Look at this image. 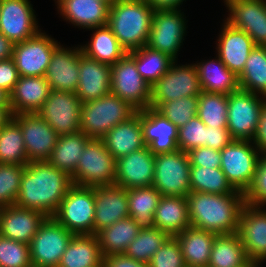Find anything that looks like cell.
Instances as JSON below:
<instances>
[{
  "instance_id": "obj_53",
  "label": "cell",
  "mask_w": 266,
  "mask_h": 267,
  "mask_svg": "<svg viewBox=\"0 0 266 267\" xmlns=\"http://www.w3.org/2000/svg\"><path fill=\"white\" fill-rule=\"evenodd\" d=\"M232 140L227 127L206 126V147L221 151Z\"/></svg>"
},
{
  "instance_id": "obj_10",
  "label": "cell",
  "mask_w": 266,
  "mask_h": 267,
  "mask_svg": "<svg viewBox=\"0 0 266 267\" xmlns=\"http://www.w3.org/2000/svg\"><path fill=\"white\" fill-rule=\"evenodd\" d=\"M176 60L169 70L151 86V108L183 97L199 96L202 92L199 75L194 64L177 65Z\"/></svg>"
},
{
  "instance_id": "obj_31",
  "label": "cell",
  "mask_w": 266,
  "mask_h": 267,
  "mask_svg": "<svg viewBox=\"0 0 266 267\" xmlns=\"http://www.w3.org/2000/svg\"><path fill=\"white\" fill-rule=\"evenodd\" d=\"M189 226L187 197L162 196L154 213L153 227L175 236Z\"/></svg>"
},
{
  "instance_id": "obj_18",
  "label": "cell",
  "mask_w": 266,
  "mask_h": 267,
  "mask_svg": "<svg viewBox=\"0 0 266 267\" xmlns=\"http://www.w3.org/2000/svg\"><path fill=\"white\" fill-rule=\"evenodd\" d=\"M229 25L246 32L256 46L266 47V0H224Z\"/></svg>"
},
{
  "instance_id": "obj_34",
  "label": "cell",
  "mask_w": 266,
  "mask_h": 267,
  "mask_svg": "<svg viewBox=\"0 0 266 267\" xmlns=\"http://www.w3.org/2000/svg\"><path fill=\"white\" fill-rule=\"evenodd\" d=\"M88 30L95 31L91 41L84 46L81 45L82 53L86 57L112 66L127 54L108 25Z\"/></svg>"
},
{
  "instance_id": "obj_20",
  "label": "cell",
  "mask_w": 266,
  "mask_h": 267,
  "mask_svg": "<svg viewBox=\"0 0 266 267\" xmlns=\"http://www.w3.org/2000/svg\"><path fill=\"white\" fill-rule=\"evenodd\" d=\"M155 155L148 146L116 160L114 184L126 190L153 184Z\"/></svg>"
},
{
  "instance_id": "obj_54",
  "label": "cell",
  "mask_w": 266,
  "mask_h": 267,
  "mask_svg": "<svg viewBox=\"0 0 266 267\" xmlns=\"http://www.w3.org/2000/svg\"><path fill=\"white\" fill-rule=\"evenodd\" d=\"M103 267H149V264L134 260L125 254H113L103 257Z\"/></svg>"
},
{
  "instance_id": "obj_29",
  "label": "cell",
  "mask_w": 266,
  "mask_h": 267,
  "mask_svg": "<svg viewBox=\"0 0 266 267\" xmlns=\"http://www.w3.org/2000/svg\"><path fill=\"white\" fill-rule=\"evenodd\" d=\"M101 139L115 160L144 148L146 145L143 140L141 111L114 126Z\"/></svg>"
},
{
  "instance_id": "obj_7",
  "label": "cell",
  "mask_w": 266,
  "mask_h": 267,
  "mask_svg": "<svg viewBox=\"0 0 266 267\" xmlns=\"http://www.w3.org/2000/svg\"><path fill=\"white\" fill-rule=\"evenodd\" d=\"M94 188L73 184L53 217L74 235L94 234Z\"/></svg>"
},
{
  "instance_id": "obj_58",
  "label": "cell",
  "mask_w": 266,
  "mask_h": 267,
  "mask_svg": "<svg viewBox=\"0 0 266 267\" xmlns=\"http://www.w3.org/2000/svg\"><path fill=\"white\" fill-rule=\"evenodd\" d=\"M12 117L10 106H0V128Z\"/></svg>"
},
{
  "instance_id": "obj_33",
  "label": "cell",
  "mask_w": 266,
  "mask_h": 267,
  "mask_svg": "<svg viewBox=\"0 0 266 267\" xmlns=\"http://www.w3.org/2000/svg\"><path fill=\"white\" fill-rule=\"evenodd\" d=\"M202 91L229 95L239 88L238 76L217 56L212 60L194 63Z\"/></svg>"
},
{
  "instance_id": "obj_44",
  "label": "cell",
  "mask_w": 266,
  "mask_h": 267,
  "mask_svg": "<svg viewBox=\"0 0 266 267\" xmlns=\"http://www.w3.org/2000/svg\"><path fill=\"white\" fill-rule=\"evenodd\" d=\"M228 95L202 91L197 116L209 127H227Z\"/></svg>"
},
{
  "instance_id": "obj_41",
  "label": "cell",
  "mask_w": 266,
  "mask_h": 267,
  "mask_svg": "<svg viewBox=\"0 0 266 267\" xmlns=\"http://www.w3.org/2000/svg\"><path fill=\"white\" fill-rule=\"evenodd\" d=\"M0 163L22 166L28 163L23 134L13 117L0 128Z\"/></svg>"
},
{
  "instance_id": "obj_4",
  "label": "cell",
  "mask_w": 266,
  "mask_h": 267,
  "mask_svg": "<svg viewBox=\"0 0 266 267\" xmlns=\"http://www.w3.org/2000/svg\"><path fill=\"white\" fill-rule=\"evenodd\" d=\"M137 113L129 103L111 92L81 104L80 131L89 138L101 139L119 123Z\"/></svg>"
},
{
  "instance_id": "obj_36",
  "label": "cell",
  "mask_w": 266,
  "mask_h": 267,
  "mask_svg": "<svg viewBox=\"0 0 266 267\" xmlns=\"http://www.w3.org/2000/svg\"><path fill=\"white\" fill-rule=\"evenodd\" d=\"M90 139L81 131L59 136L57 144L47 161L52 166L72 176L76 171L80 157L83 155L86 143Z\"/></svg>"
},
{
  "instance_id": "obj_56",
  "label": "cell",
  "mask_w": 266,
  "mask_h": 267,
  "mask_svg": "<svg viewBox=\"0 0 266 267\" xmlns=\"http://www.w3.org/2000/svg\"><path fill=\"white\" fill-rule=\"evenodd\" d=\"M184 0H147L146 2L154 9H178Z\"/></svg>"
},
{
  "instance_id": "obj_8",
  "label": "cell",
  "mask_w": 266,
  "mask_h": 267,
  "mask_svg": "<svg viewBox=\"0 0 266 267\" xmlns=\"http://www.w3.org/2000/svg\"><path fill=\"white\" fill-rule=\"evenodd\" d=\"M220 168L232 187L245 193L250 187L261 152L253 141L232 140L221 151Z\"/></svg>"
},
{
  "instance_id": "obj_47",
  "label": "cell",
  "mask_w": 266,
  "mask_h": 267,
  "mask_svg": "<svg viewBox=\"0 0 266 267\" xmlns=\"http://www.w3.org/2000/svg\"><path fill=\"white\" fill-rule=\"evenodd\" d=\"M29 244L0 236V267H31Z\"/></svg>"
},
{
  "instance_id": "obj_2",
  "label": "cell",
  "mask_w": 266,
  "mask_h": 267,
  "mask_svg": "<svg viewBox=\"0 0 266 267\" xmlns=\"http://www.w3.org/2000/svg\"><path fill=\"white\" fill-rule=\"evenodd\" d=\"M186 197L191 226L217 235L237 233L244 193L190 192Z\"/></svg>"
},
{
  "instance_id": "obj_12",
  "label": "cell",
  "mask_w": 266,
  "mask_h": 267,
  "mask_svg": "<svg viewBox=\"0 0 266 267\" xmlns=\"http://www.w3.org/2000/svg\"><path fill=\"white\" fill-rule=\"evenodd\" d=\"M184 16L179 8L155 10L146 46L177 61L187 28Z\"/></svg>"
},
{
  "instance_id": "obj_26",
  "label": "cell",
  "mask_w": 266,
  "mask_h": 267,
  "mask_svg": "<svg viewBox=\"0 0 266 267\" xmlns=\"http://www.w3.org/2000/svg\"><path fill=\"white\" fill-rule=\"evenodd\" d=\"M111 92V66L79 56V85L76 95L82 103L96 100Z\"/></svg>"
},
{
  "instance_id": "obj_50",
  "label": "cell",
  "mask_w": 266,
  "mask_h": 267,
  "mask_svg": "<svg viewBox=\"0 0 266 267\" xmlns=\"http://www.w3.org/2000/svg\"><path fill=\"white\" fill-rule=\"evenodd\" d=\"M244 202L258 207L266 205V154H261L253 181L244 193Z\"/></svg>"
},
{
  "instance_id": "obj_28",
  "label": "cell",
  "mask_w": 266,
  "mask_h": 267,
  "mask_svg": "<svg viewBox=\"0 0 266 267\" xmlns=\"http://www.w3.org/2000/svg\"><path fill=\"white\" fill-rule=\"evenodd\" d=\"M58 12L75 27L90 29L107 25L110 6L98 0H55Z\"/></svg>"
},
{
  "instance_id": "obj_5",
  "label": "cell",
  "mask_w": 266,
  "mask_h": 267,
  "mask_svg": "<svg viewBox=\"0 0 266 267\" xmlns=\"http://www.w3.org/2000/svg\"><path fill=\"white\" fill-rule=\"evenodd\" d=\"M72 182L89 188L114 184L116 160L105 147L102 139L91 138L77 164Z\"/></svg>"
},
{
  "instance_id": "obj_25",
  "label": "cell",
  "mask_w": 266,
  "mask_h": 267,
  "mask_svg": "<svg viewBox=\"0 0 266 267\" xmlns=\"http://www.w3.org/2000/svg\"><path fill=\"white\" fill-rule=\"evenodd\" d=\"M94 234L129 217L127 190L115 184L94 188Z\"/></svg>"
},
{
  "instance_id": "obj_37",
  "label": "cell",
  "mask_w": 266,
  "mask_h": 267,
  "mask_svg": "<svg viewBox=\"0 0 266 267\" xmlns=\"http://www.w3.org/2000/svg\"><path fill=\"white\" fill-rule=\"evenodd\" d=\"M249 262L237 233L216 235L207 267H244Z\"/></svg>"
},
{
  "instance_id": "obj_45",
  "label": "cell",
  "mask_w": 266,
  "mask_h": 267,
  "mask_svg": "<svg viewBox=\"0 0 266 267\" xmlns=\"http://www.w3.org/2000/svg\"><path fill=\"white\" fill-rule=\"evenodd\" d=\"M198 96H189L162 103L156 110L178 128L197 116Z\"/></svg>"
},
{
  "instance_id": "obj_1",
  "label": "cell",
  "mask_w": 266,
  "mask_h": 267,
  "mask_svg": "<svg viewBox=\"0 0 266 267\" xmlns=\"http://www.w3.org/2000/svg\"><path fill=\"white\" fill-rule=\"evenodd\" d=\"M72 185L71 176L48 161H31L24 167L15 205L52 217Z\"/></svg>"
},
{
  "instance_id": "obj_43",
  "label": "cell",
  "mask_w": 266,
  "mask_h": 267,
  "mask_svg": "<svg viewBox=\"0 0 266 267\" xmlns=\"http://www.w3.org/2000/svg\"><path fill=\"white\" fill-rule=\"evenodd\" d=\"M169 237L170 235L166 231L155 227L141 228L124 254L134 260L149 263L154 253Z\"/></svg>"
},
{
  "instance_id": "obj_27",
  "label": "cell",
  "mask_w": 266,
  "mask_h": 267,
  "mask_svg": "<svg viewBox=\"0 0 266 267\" xmlns=\"http://www.w3.org/2000/svg\"><path fill=\"white\" fill-rule=\"evenodd\" d=\"M51 91L45 76H20L9 94L11 114L37 113Z\"/></svg>"
},
{
  "instance_id": "obj_15",
  "label": "cell",
  "mask_w": 266,
  "mask_h": 267,
  "mask_svg": "<svg viewBox=\"0 0 266 267\" xmlns=\"http://www.w3.org/2000/svg\"><path fill=\"white\" fill-rule=\"evenodd\" d=\"M81 104L76 93L52 90L37 113L59 136L74 134L80 131Z\"/></svg>"
},
{
  "instance_id": "obj_40",
  "label": "cell",
  "mask_w": 266,
  "mask_h": 267,
  "mask_svg": "<svg viewBox=\"0 0 266 267\" xmlns=\"http://www.w3.org/2000/svg\"><path fill=\"white\" fill-rule=\"evenodd\" d=\"M127 54L135 61L139 74L150 86L158 81L175 61L170 56L147 46Z\"/></svg>"
},
{
  "instance_id": "obj_39",
  "label": "cell",
  "mask_w": 266,
  "mask_h": 267,
  "mask_svg": "<svg viewBox=\"0 0 266 267\" xmlns=\"http://www.w3.org/2000/svg\"><path fill=\"white\" fill-rule=\"evenodd\" d=\"M239 88L266 97V47L255 46L238 76Z\"/></svg>"
},
{
  "instance_id": "obj_60",
  "label": "cell",
  "mask_w": 266,
  "mask_h": 267,
  "mask_svg": "<svg viewBox=\"0 0 266 267\" xmlns=\"http://www.w3.org/2000/svg\"><path fill=\"white\" fill-rule=\"evenodd\" d=\"M260 263H256V262H249L246 266L244 267H261L259 266Z\"/></svg>"
},
{
  "instance_id": "obj_13",
  "label": "cell",
  "mask_w": 266,
  "mask_h": 267,
  "mask_svg": "<svg viewBox=\"0 0 266 267\" xmlns=\"http://www.w3.org/2000/svg\"><path fill=\"white\" fill-rule=\"evenodd\" d=\"M111 93L137 111L150 106L151 86L139 74L135 61L128 54L111 66Z\"/></svg>"
},
{
  "instance_id": "obj_51",
  "label": "cell",
  "mask_w": 266,
  "mask_h": 267,
  "mask_svg": "<svg viewBox=\"0 0 266 267\" xmlns=\"http://www.w3.org/2000/svg\"><path fill=\"white\" fill-rule=\"evenodd\" d=\"M187 153L191 166L220 168L221 154L219 150L203 146L194 148Z\"/></svg>"
},
{
  "instance_id": "obj_23",
  "label": "cell",
  "mask_w": 266,
  "mask_h": 267,
  "mask_svg": "<svg viewBox=\"0 0 266 267\" xmlns=\"http://www.w3.org/2000/svg\"><path fill=\"white\" fill-rule=\"evenodd\" d=\"M46 217L41 211L15 204L0 207V236L30 244Z\"/></svg>"
},
{
  "instance_id": "obj_11",
  "label": "cell",
  "mask_w": 266,
  "mask_h": 267,
  "mask_svg": "<svg viewBox=\"0 0 266 267\" xmlns=\"http://www.w3.org/2000/svg\"><path fill=\"white\" fill-rule=\"evenodd\" d=\"M73 236L53 216L46 217L29 244L32 266L57 267Z\"/></svg>"
},
{
  "instance_id": "obj_19",
  "label": "cell",
  "mask_w": 266,
  "mask_h": 267,
  "mask_svg": "<svg viewBox=\"0 0 266 267\" xmlns=\"http://www.w3.org/2000/svg\"><path fill=\"white\" fill-rule=\"evenodd\" d=\"M250 262L266 260V210L265 207L244 204L239 215L238 231Z\"/></svg>"
},
{
  "instance_id": "obj_35",
  "label": "cell",
  "mask_w": 266,
  "mask_h": 267,
  "mask_svg": "<svg viewBox=\"0 0 266 267\" xmlns=\"http://www.w3.org/2000/svg\"><path fill=\"white\" fill-rule=\"evenodd\" d=\"M140 229L141 227L129 216L99 231L96 236L102 256L124 254Z\"/></svg>"
},
{
  "instance_id": "obj_17",
  "label": "cell",
  "mask_w": 266,
  "mask_h": 267,
  "mask_svg": "<svg viewBox=\"0 0 266 267\" xmlns=\"http://www.w3.org/2000/svg\"><path fill=\"white\" fill-rule=\"evenodd\" d=\"M30 0H0V33L13 44L35 36L38 28Z\"/></svg>"
},
{
  "instance_id": "obj_55",
  "label": "cell",
  "mask_w": 266,
  "mask_h": 267,
  "mask_svg": "<svg viewBox=\"0 0 266 267\" xmlns=\"http://www.w3.org/2000/svg\"><path fill=\"white\" fill-rule=\"evenodd\" d=\"M253 143L258 147L262 154H266V103L261 112L258 130Z\"/></svg>"
},
{
  "instance_id": "obj_21",
  "label": "cell",
  "mask_w": 266,
  "mask_h": 267,
  "mask_svg": "<svg viewBox=\"0 0 266 267\" xmlns=\"http://www.w3.org/2000/svg\"><path fill=\"white\" fill-rule=\"evenodd\" d=\"M78 46L65 49L60 44L54 50L45 73L51 90L76 93L79 85V56L82 54L81 46Z\"/></svg>"
},
{
  "instance_id": "obj_57",
  "label": "cell",
  "mask_w": 266,
  "mask_h": 267,
  "mask_svg": "<svg viewBox=\"0 0 266 267\" xmlns=\"http://www.w3.org/2000/svg\"><path fill=\"white\" fill-rule=\"evenodd\" d=\"M14 44L0 33V60L12 58Z\"/></svg>"
},
{
  "instance_id": "obj_61",
  "label": "cell",
  "mask_w": 266,
  "mask_h": 267,
  "mask_svg": "<svg viewBox=\"0 0 266 267\" xmlns=\"http://www.w3.org/2000/svg\"><path fill=\"white\" fill-rule=\"evenodd\" d=\"M98 1L104 2L108 4L109 6H111L115 2V0H98Z\"/></svg>"
},
{
  "instance_id": "obj_30",
  "label": "cell",
  "mask_w": 266,
  "mask_h": 267,
  "mask_svg": "<svg viewBox=\"0 0 266 267\" xmlns=\"http://www.w3.org/2000/svg\"><path fill=\"white\" fill-rule=\"evenodd\" d=\"M217 234L187 227L174 237L177 239L187 267H207Z\"/></svg>"
},
{
  "instance_id": "obj_52",
  "label": "cell",
  "mask_w": 266,
  "mask_h": 267,
  "mask_svg": "<svg viewBox=\"0 0 266 267\" xmlns=\"http://www.w3.org/2000/svg\"><path fill=\"white\" fill-rule=\"evenodd\" d=\"M19 73L12 58L0 60V88L8 94L18 82Z\"/></svg>"
},
{
  "instance_id": "obj_32",
  "label": "cell",
  "mask_w": 266,
  "mask_h": 267,
  "mask_svg": "<svg viewBox=\"0 0 266 267\" xmlns=\"http://www.w3.org/2000/svg\"><path fill=\"white\" fill-rule=\"evenodd\" d=\"M57 267H103V256L97 236L74 235Z\"/></svg>"
},
{
  "instance_id": "obj_38",
  "label": "cell",
  "mask_w": 266,
  "mask_h": 267,
  "mask_svg": "<svg viewBox=\"0 0 266 267\" xmlns=\"http://www.w3.org/2000/svg\"><path fill=\"white\" fill-rule=\"evenodd\" d=\"M129 216L141 227L152 228L162 195L151 185L127 190Z\"/></svg>"
},
{
  "instance_id": "obj_46",
  "label": "cell",
  "mask_w": 266,
  "mask_h": 267,
  "mask_svg": "<svg viewBox=\"0 0 266 267\" xmlns=\"http://www.w3.org/2000/svg\"><path fill=\"white\" fill-rule=\"evenodd\" d=\"M24 167L22 165L0 163V207L15 204Z\"/></svg>"
},
{
  "instance_id": "obj_22",
  "label": "cell",
  "mask_w": 266,
  "mask_h": 267,
  "mask_svg": "<svg viewBox=\"0 0 266 267\" xmlns=\"http://www.w3.org/2000/svg\"><path fill=\"white\" fill-rule=\"evenodd\" d=\"M217 39V54L226 67L236 76L244 70L248 55L256 46L253 39L243 30L235 28L225 21Z\"/></svg>"
},
{
  "instance_id": "obj_16",
  "label": "cell",
  "mask_w": 266,
  "mask_h": 267,
  "mask_svg": "<svg viewBox=\"0 0 266 267\" xmlns=\"http://www.w3.org/2000/svg\"><path fill=\"white\" fill-rule=\"evenodd\" d=\"M23 134L28 163L47 161L57 144L58 133L38 113L12 115Z\"/></svg>"
},
{
  "instance_id": "obj_48",
  "label": "cell",
  "mask_w": 266,
  "mask_h": 267,
  "mask_svg": "<svg viewBox=\"0 0 266 267\" xmlns=\"http://www.w3.org/2000/svg\"><path fill=\"white\" fill-rule=\"evenodd\" d=\"M177 144L184 152L206 146V125L198 116L191 118L186 125L178 129Z\"/></svg>"
},
{
  "instance_id": "obj_3",
  "label": "cell",
  "mask_w": 266,
  "mask_h": 267,
  "mask_svg": "<svg viewBox=\"0 0 266 267\" xmlns=\"http://www.w3.org/2000/svg\"><path fill=\"white\" fill-rule=\"evenodd\" d=\"M154 11L142 0H115L110 6L107 25L127 53L146 46Z\"/></svg>"
},
{
  "instance_id": "obj_42",
  "label": "cell",
  "mask_w": 266,
  "mask_h": 267,
  "mask_svg": "<svg viewBox=\"0 0 266 267\" xmlns=\"http://www.w3.org/2000/svg\"><path fill=\"white\" fill-rule=\"evenodd\" d=\"M191 192L209 194L243 193L235 190L221 168L190 166Z\"/></svg>"
},
{
  "instance_id": "obj_9",
  "label": "cell",
  "mask_w": 266,
  "mask_h": 267,
  "mask_svg": "<svg viewBox=\"0 0 266 267\" xmlns=\"http://www.w3.org/2000/svg\"><path fill=\"white\" fill-rule=\"evenodd\" d=\"M190 166L188 153L180 149L155 155L152 186L162 196L186 197L191 192Z\"/></svg>"
},
{
  "instance_id": "obj_6",
  "label": "cell",
  "mask_w": 266,
  "mask_h": 267,
  "mask_svg": "<svg viewBox=\"0 0 266 267\" xmlns=\"http://www.w3.org/2000/svg\"><path fill=\"white\" fill-rule=\"evenodd\" d=\"M266 98L238 88L228 95L227 128L233 140L253 141Z\"/></svg>"
},
{
  "instance_id": "obj_24",
  "label": "cell",
  "mask_w": 266,
  "mask_h": 267,
  "mask_svg": "<svg viewBox=\"0 0 266 267\" xmlns=\"http://www.w3.org/2000/svg\"><path fill=\"white\" fill-rule=\"evenodd\" d=\"M141 126L144 143L154 155L179 149V128L156 109L148 107L141 111Z\"/></svg>"
},
{
  "instance_id": "obj_59",
  "label": "cell",
  "mask_w": 266,
  "mask_h": 267,
  "mask_svg": "<svg viewBox=\"0 0 266 267\" xmlns=\"http://www.w3.org/2000/svg\"><path fill=\"white\" fill-rule=\"evenodd\" d=\"M0 106H10L9 94L0 88Z\"/></svg>"
},
{
  "instance_id": "obj_49",
  "label": "cell",
  "mask_w": 266,
  "mask_h": 267,
  "mask_svg": "<svg viewBox=\"0 0 266 267\" xmlns=\"http://www.w3.org/2000/svg\"><path fill=\"white\" fill-rule=\"evenodd\" d=\"M149 267H187L177 239L170 236L154 253Z\"/></svg>"
},
{
  "instance_id": "obj_14",
  "label": "cell",
  "mask_w": 266,
  "mask_h": 267,
  "mask_svg": "<svg viewBox=\"0 0 266 267\" xmlns=\"http://www.w3.org/2000/svg\"><path fill=\"white\" fill-rule=\"evenodd\" d=\"M40 30L35 36L14 44L12 59L19 76H45L54 50L60 45Z\"/></svg>"
}]
</instances>
